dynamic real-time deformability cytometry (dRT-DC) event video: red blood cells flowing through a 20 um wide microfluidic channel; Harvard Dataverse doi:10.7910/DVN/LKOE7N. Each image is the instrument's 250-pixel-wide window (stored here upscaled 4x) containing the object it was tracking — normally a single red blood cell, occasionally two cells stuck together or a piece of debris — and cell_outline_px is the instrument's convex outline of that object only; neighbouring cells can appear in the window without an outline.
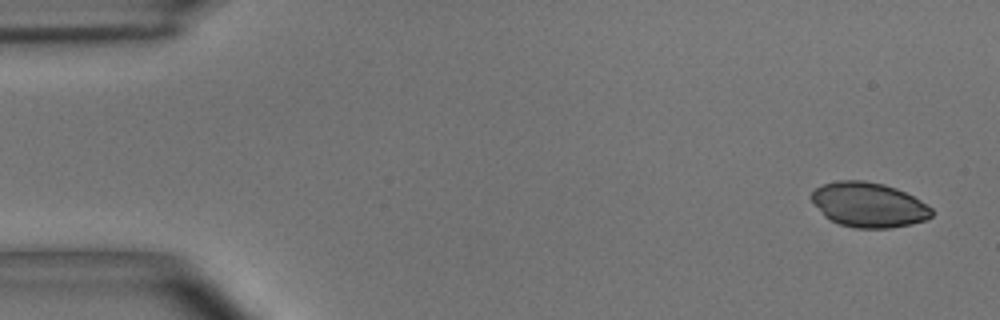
{"species": "common noctule bat (a hibernating species)", "species_latin": "Nyctalus noctula", "temperature_condition": "room temperature", "stored_images_in_passage": 5, "camera_frame_rate_fps": 3000, "um_per_image_px": 0.085, "animal": {"sex": "male", "body_mass_g": 15.6}, "frame": {"image": 1, "passage_image": 1, "time_ms": 0.0, "image_size_px": [1000, 320], "cell_outline_px": [[932, 216], [924, 220], [912, 224], [892, 228], [856, 228], [840, 224], [824, 216], [812, 200], [812, 192], [816, 188], [824, 184], [836, 180], [864, 180], [884, 184], [896, 188], [920, 200], [932, 208]], "centroid_in_image_um": [73.85, 17.41], "position_along_channel_um": 11.2, "area_um2": 31.21}}